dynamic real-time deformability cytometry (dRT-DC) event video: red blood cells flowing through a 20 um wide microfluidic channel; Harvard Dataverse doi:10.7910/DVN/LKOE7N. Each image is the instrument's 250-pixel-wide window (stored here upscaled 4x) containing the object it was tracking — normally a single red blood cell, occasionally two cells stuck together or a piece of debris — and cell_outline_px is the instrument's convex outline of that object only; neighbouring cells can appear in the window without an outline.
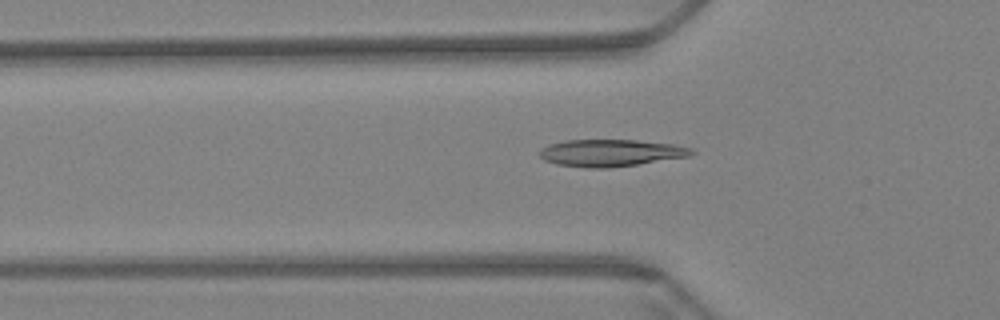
{"species": "Egyptian fruit bat (a non-hibernating species)", "species_latin": "Rousettus aegyptiacus", "temperature_condition": "warm", "stored_images_in_passage": 59, "camera_frame_rate_fps": 3000, "um_per_image_px": 0.085, "animal": {"sex": "female"}, "frame": {"image": 1, "passage_image": 20, "time_ms": 6.333, "image_size_px": [1000, 320], "cell_outline_px": [[696, 152], [692, 156], [608, 168], [588, 168], [556, 164], [544, 160], [540, 156], [540, 148], [548, 144], [568, 140], [636, 140], [672, 144], [692, 148]], "centroid_in_image_um": [51.92, 12.99], "position_along_channel_um": 73.9, "area_um2": 23.93}}
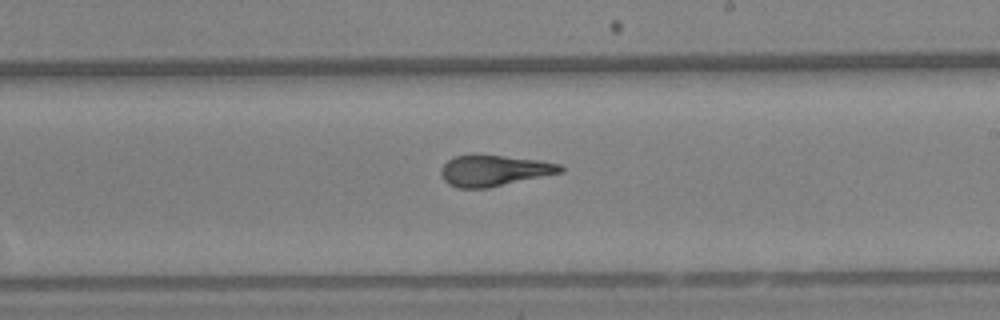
{"frame": {"image": 2, "passage_image": 35, "time_ms": 11.333, "image_size_px": [1000, 320], "cell_outline_px": [[564, 172], [488, 188], [456, 188], [448, 184], [440, 176], [440, 168], [448, 160], [456, 156], [504, 156], [540, 160], [560, 164], [564, 168]], "centroid_in_image_um": [42.0, 14.52], "position_along_channel_um": 247.0, "area_um2": 21.44}}
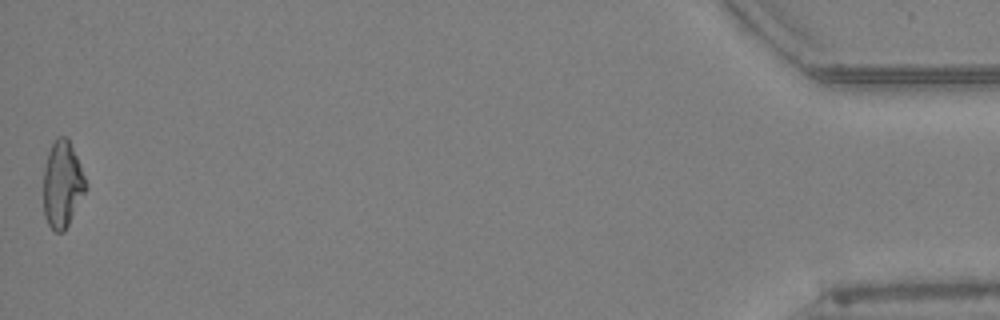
{"frame": {"image": 3, "passage_image": 59, "time_ms": 19.333, "image_size_px": [1000, 320], "cell_outline_px": [[88, 188], [64, 232], [56, 232], [48, 224], [44, 216], [44, 168], [48, 152], [56, 136], [68, 136], [80, 164]], "centroid_in_image_um": [5.31, 15.65], "position_along_channel_um": 429.9, "area_um2": 21.44}, "authors_computed_cell_mechanics": {"area_um2": 22.1952, "velocity_mm_per_s": 3.473, "shape_relaxation_time_tau1_ms": null, "shape_relaxation_time_tau2_ms": 1.7656, "deformation_change_tau1": null, "deformation_change_tau2": 0.0737}}